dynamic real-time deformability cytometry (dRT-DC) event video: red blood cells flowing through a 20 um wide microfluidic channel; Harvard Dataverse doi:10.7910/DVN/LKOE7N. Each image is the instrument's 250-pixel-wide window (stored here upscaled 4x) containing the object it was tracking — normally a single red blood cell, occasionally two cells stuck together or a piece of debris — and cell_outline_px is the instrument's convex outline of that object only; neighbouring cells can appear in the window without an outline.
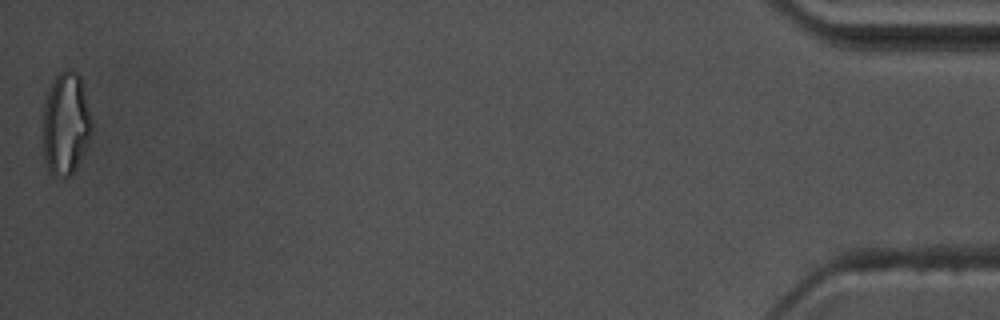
{"species": "common noctule bat (a hibernating species)", "species_latin": "Nyctalus noctula", "temperature_condition": "warm", "stored_images_in_passage": 58, "camera_frame_rate_fps": 3000, "um_per_image_px": 0.085, "animal": {"sex": "male", "body_mass_g": 17.5, "forearm_length_mm": 52.3}, "frame": {"image": 1, "passage_image": 58, "time_ms": 19.0, "image_size_px": [1000, 320], "cell_outline_px": [[96, 124], [92, 136], [72, 172], [68, 176], [52, 176], [44, 160], [40, 140], [40, 128], [44, 104], [48, 92], [56, 76], [60, 72], [76, 72], [80, 76]], "centroid_in_image_um": [5.59, 10.54], "position_along_channel_um": 429.6, "area_um2": 30.23}, "authors_computed_cell_mechanics": {"area_um2": 19.4497, "velocity_mm_per_s": 3.5605, "shape_relaxation_time_tau1_ms": 5.5508, "shape_relaxation_time_tau2_ms": 2.6954, "deformation_change_tau1": 0.1948, "deformation_change_tau2": 0.1163}}